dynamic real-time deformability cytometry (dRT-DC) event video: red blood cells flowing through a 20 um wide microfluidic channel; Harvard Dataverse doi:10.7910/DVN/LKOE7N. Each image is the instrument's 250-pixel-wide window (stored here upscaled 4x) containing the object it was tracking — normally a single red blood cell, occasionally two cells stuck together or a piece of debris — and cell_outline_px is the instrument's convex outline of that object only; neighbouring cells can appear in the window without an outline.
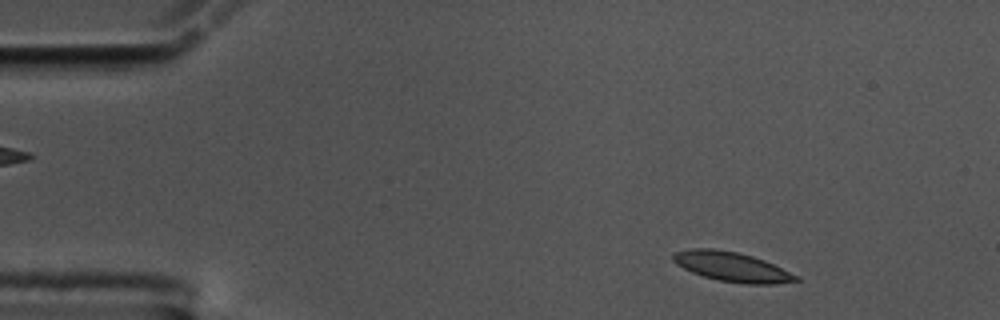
{"species": "common noctule bat (a hibernating species)", "species_latin": "Nyctalus noctula", "temperature_condition": "cold", "stored_images_in_passage": 53, "camera_frame_rate_fps": 3000, "um_per_image_px": 0.085, "animal": {"sex": "male", "body_mass_g": 17.5, "forearm_length_mm": 52.3}, "frame": {"image": 1, "passage_image": 4, "time_ms": 1.0, "image_size_px": [1000, 320], "cell_outline_px": [[800, 280], [776, 284], [744, 284], [720, 280], [704, 276], [692, 272], [676, 264], [672, 260], [672, 256], [676, 252], [692, 248], [712, 248], [736, 252], [752, 256], [764, 260], [800, 276]], "centroid_in_image_um": [62.24, 22.68], "position_along_channel_um": 22.8, "area_um2": 21.04}}
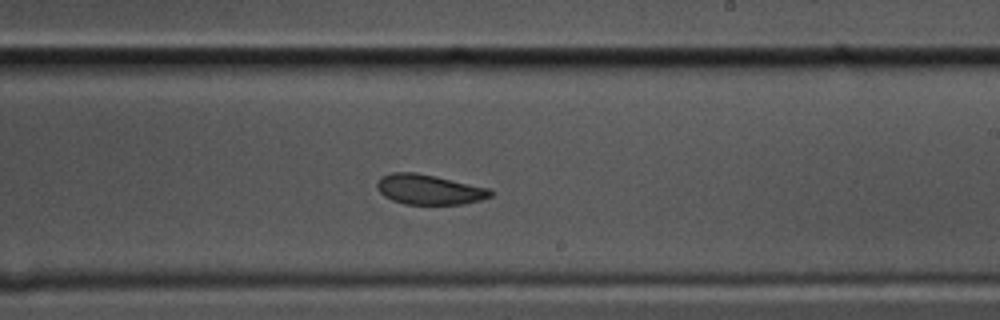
{"frame": {"image": 2, "passage_image": 30, "time_ms": 9.667, "image_size_px": [1000, 320], "cell_outline_px": [[492, 196], [480, 200], [464, 204], [404, 204], [392, 200], [384, 196], [376, 188], [376, 184], [380, 176], [392, 172], [416, 172], [436, 176], [492, 188]], "centroid_in_image_um": [36.48, 16.1], "position_along_channel_um": 252.5, "area_um2": 20.11}}
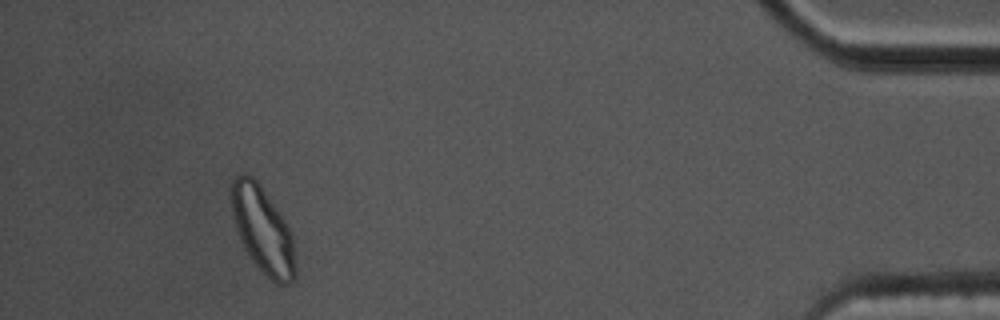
{"frame": {"image": 3, "passage_image": 49, "time_ms": 16.0, "image_size_px": [1000, 320], "cell_outline_px": [[296, 276], [292, 280], [284, 284], [276, 284], [252, 260], [244, 248], [240, 240], [232, 216], [228, 196], [232, 180], [240, 172], [244, 172], [252, 176], [260, 184], [284, 220], [292, 236], [296, 260]], "centroid_in_image_um": [22.29, 19.49], "position_along_channel_um": 412.9, "area_um2": 32.37}, "authors_computed_cell_mechanics": {"area_um2": 21.097, "velocity_mm_per_s": 3.5304, "shape_relaxation_time_tau1_ms": 8.4265, "shape_relaxation_time_tau2_ms": 2.3226, "deformation_change_tau1": 0.1592, "deformation_change_tau2": 0.0693}}